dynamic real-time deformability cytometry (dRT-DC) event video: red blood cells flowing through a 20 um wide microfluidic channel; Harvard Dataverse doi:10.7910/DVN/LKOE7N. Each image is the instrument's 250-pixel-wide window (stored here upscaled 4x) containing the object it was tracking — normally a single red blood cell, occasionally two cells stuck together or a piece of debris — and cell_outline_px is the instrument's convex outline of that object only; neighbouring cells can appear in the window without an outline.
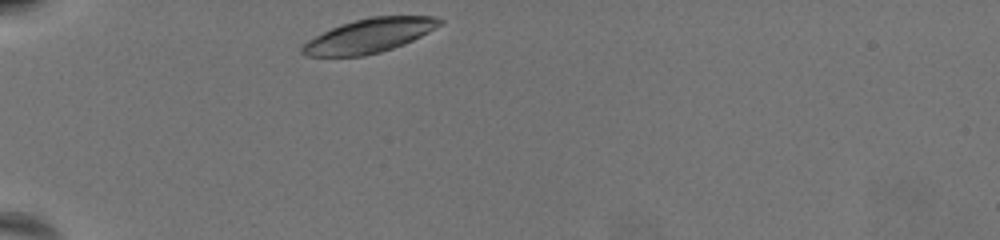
{"species": "common noctule bat (a hibernating species)", "species_latin": "Nyctalus noctula", "temperature_condition": "warm", "stored_images_in_passage": 10, "camera_frame_rate_fps": 3000, "um_per_image_px": 0.085, "animal": {"sex": "female", "body_mass_g": 19.5, "forearm_length_mm": 54.1}, "frame": {"image": 1, "passage_image": 1, "time_ms": 0.0, "image_size_px": [1000, 240], "cell_outline_px": [[444, 20], [440, 24], [428, 32], [404, 44], [380, 52], [364, 56], [304, 56], [300, 52], [300, 48], [308, 40], [340, 24], [372, 16], [432, 16]], "centroid_in_image_um": [31.36, 3.04], "position_along_channel_um": 53.6, "area_um2": 26.99}}
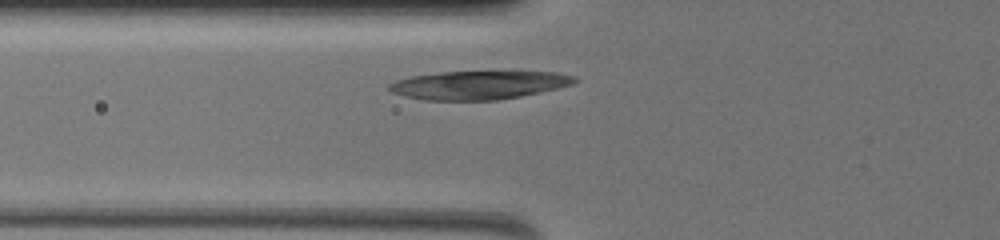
{"frame": {"image": 2, "passage_image": 6, "time_ms": 1.667, "image_size_px": [1000, 240], "cell_outline_px": [[580, 80], [572, 84], [540, 92], [520, 96], [496, 100], [424, 100], [404, 96], [392, 92], [388, 88], [388, 84], [396, 80], [412, 76], [440, 72], [520, 68], [556, 72], [576, 76]], "centroid_in_image_um": [40.8, 7.17], "position_along_channel_um": 85.0, "area_um2": 32.25}}
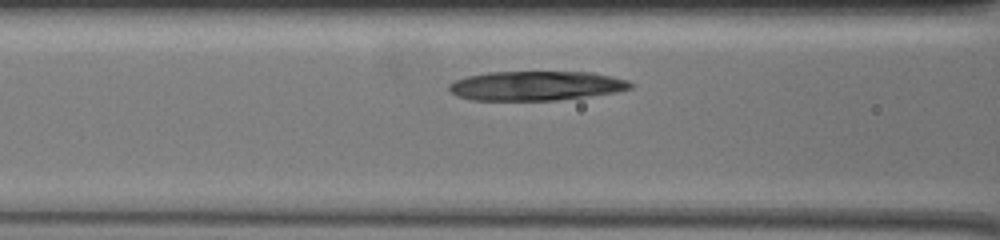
{"frame": {"image": 3, "passage_image": 9, "time_ms": 2.667, "image_size_px": [1000, 240], "cell_outline_px": [[632, 88], [616, 92], [556, 100], [472, 100], [456, 96], [448, 88], [448, 84], [456, 80], [468, 76], [488, 72], [592, 72], [612, 76], [628, 80], [632, 84]], "centroid_in_image_um": [45.55, 7.29], "position_along_channel_um": 121.0, "area_um2": 30.98}}